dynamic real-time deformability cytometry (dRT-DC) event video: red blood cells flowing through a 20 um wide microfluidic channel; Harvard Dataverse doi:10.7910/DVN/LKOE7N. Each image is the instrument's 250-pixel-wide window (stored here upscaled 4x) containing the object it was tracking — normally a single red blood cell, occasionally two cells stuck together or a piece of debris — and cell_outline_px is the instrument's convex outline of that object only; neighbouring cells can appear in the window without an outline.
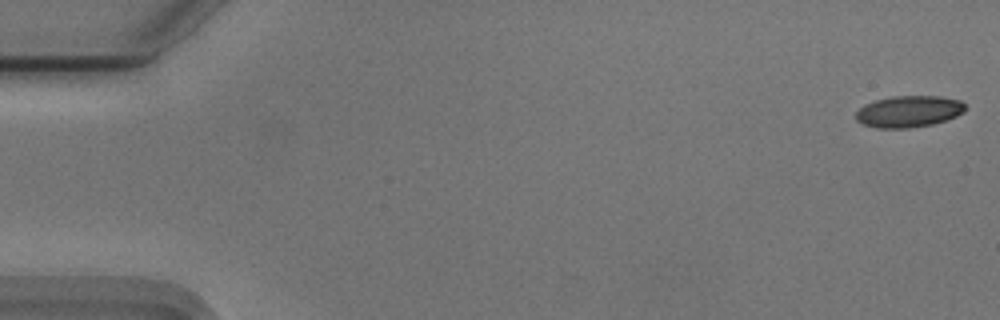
{"species": "Egyptian fruit bat (a non-hibernating species)", "species_latin": "Rousettus aegyptiacus", "temperature_condition": "cold", "stored_images_in_passage": 45, "camera_frame_rate_fps": 3000, "um_per_image_px": 0.085, "animal": {"sex": "male"}, "frame": {"image": 1, "passage_image": 1, "time_ms": 0.0, "image_size_px": [1000, 320], "cell_outline_px": [[964, 112], [956, 116], [932, 124], [908, 128], [876, 128], [864, 124], [856, 120], [856, 112], [864, 104], [876, 100], [892, 96], [940, 96], [960, 100], [964, 104]], "centroid_in_image_um": [77.22, 9.47], "position_along_channel_um": 7.8, "area_um2": 20.0}}
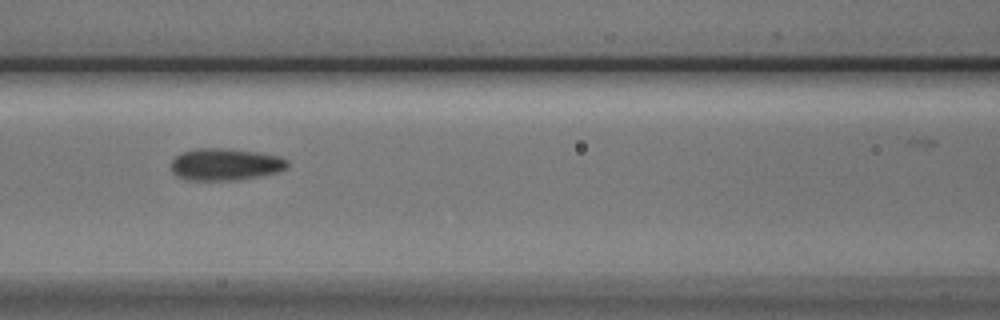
{"frame": {"image": 2, "passage_image": 24, "time_ms": 7.667, "image_size_px": [1000, 320], "cell_outline_px": [[288, 164], [284, 168], [276, 172], [260, 176], [236, 180], [184, 180], [176, 176], [172, 172], [172, 160], [176, 156], [184, 152], [196, 148], [220, 148], [256, 152], [280, 156], [288, 160]], "centroid_in_image_um": [19.12, 13.98], "position_along_channel_um": 147.5, "area_um2": 21.56}}
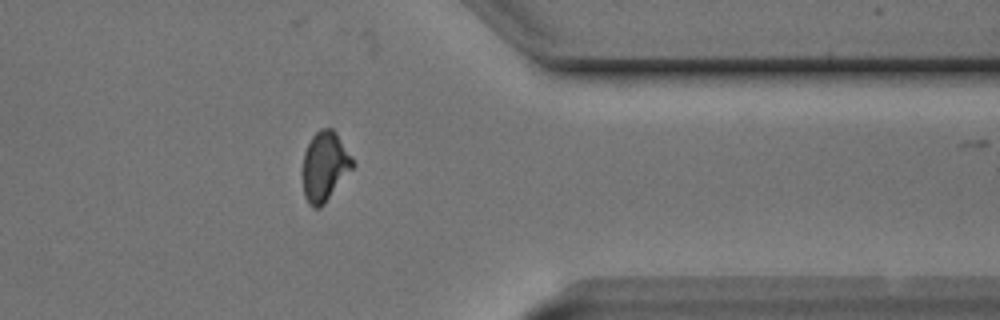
{"frame": {"image": 3, "passage_image": 44, "time_ms": 14.333, "image_size_px": [1000, 320], "cell_outline_px": [[356, 164], [324, 204], [320, 208], [312, 208], [308, 204], [304, 196], [304, 152], [312, 136], [320, 128], [332, 128], [336, 132]], "centroid_in_image_um": [27.62, 14.14], "position_along_channel_um": 383.8, "area_um2": 20.06}}